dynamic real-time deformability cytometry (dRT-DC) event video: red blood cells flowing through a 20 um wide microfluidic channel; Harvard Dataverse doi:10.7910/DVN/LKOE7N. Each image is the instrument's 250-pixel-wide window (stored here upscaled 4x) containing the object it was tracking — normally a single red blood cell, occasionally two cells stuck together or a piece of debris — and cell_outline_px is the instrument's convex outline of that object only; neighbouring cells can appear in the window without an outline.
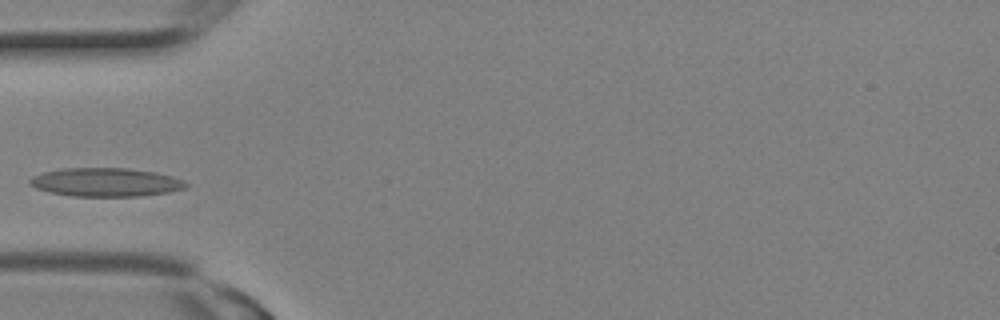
{"species": "Egyptian fruit bat (a non-hibernating species)", "species_latin": "Rousettus aegyptiacus", "temperature_condition": "room temperature", "stored_images_in_passage": 2, "camera_frame_rate_fps": 3000, "um_per_image_px": 0.085, "animal": {"sex": "female"}, "frame": {"image": 1, "passage_image": 2, "time_ms": 0.333, "image_size_px": [1000, 320], "cell_outline_px": [[188, 184], [184, 188], [168, 192], [140, 196], [72, 196], [48, 192], [36, 188], [28, 184], [28, 180], [32, 176], [44, 172], [60, 168], [128, 168], [156, 172], [172, 176], [184, 180]], "centroid_in_image_um": [8.96, 15.48], "position_along_channel_um": 76.0, "area_um2": 26.13}}